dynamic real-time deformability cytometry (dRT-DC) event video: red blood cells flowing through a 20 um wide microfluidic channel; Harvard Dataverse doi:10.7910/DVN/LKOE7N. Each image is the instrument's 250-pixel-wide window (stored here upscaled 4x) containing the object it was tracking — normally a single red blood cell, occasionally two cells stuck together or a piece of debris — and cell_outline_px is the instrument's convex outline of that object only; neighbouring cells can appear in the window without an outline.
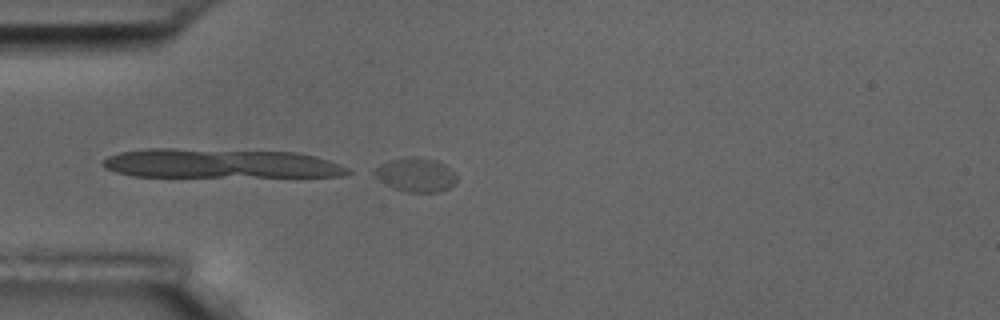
{"species": "common noctule bat (a hibernating species)", "species_latin": "Nyctalus noctula", "temperature_condition": "room temperature", "stored_images_in_passage": 5, "camera_frame_rate_fps": 3000, "um_per_image_px": 0.085, "animal": {"sex": "male", "body_mass_g": 17.5, "forearm_length_mm": 52.3}, "frame": {"image": 1, "passage_image": 4, "time_ms": 4.333, "image_size_px": [1000, 320], "cell_outline_px": [[456, 180], [448, 188], [440, 192], [408, 192], [392, 188], [384, 184], [368, 172], [380, 164], [392, 160], [436, 160], [444, 164], [456, 176]], "centroid_in_image_um": [35.26, 14.92], "position_along_channel_um": 49.7, "area_um2": 15.72}}